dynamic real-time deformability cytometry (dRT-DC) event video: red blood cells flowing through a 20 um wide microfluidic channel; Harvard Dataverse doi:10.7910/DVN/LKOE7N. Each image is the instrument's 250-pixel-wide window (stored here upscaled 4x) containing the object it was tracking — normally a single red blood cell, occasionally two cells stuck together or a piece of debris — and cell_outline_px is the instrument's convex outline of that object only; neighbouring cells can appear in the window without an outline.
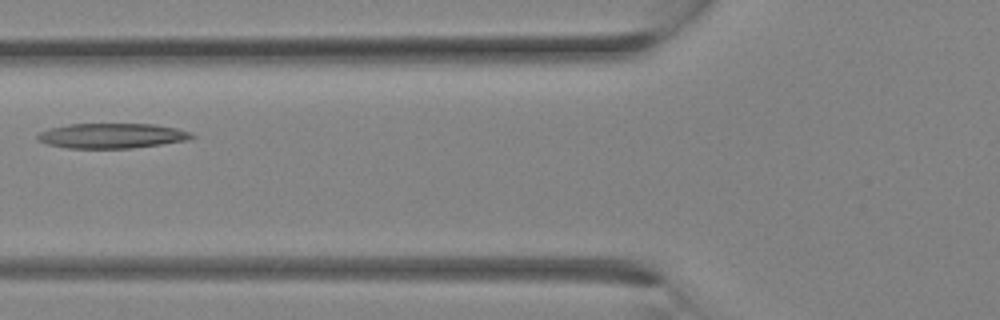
{"species": "Egyptian fruit bat (a non-hibernating species)", "species_latin": "Rousettus aegyptiacus", "temperature_condition": "room temperature", "stored_images_in_passage": 10, "camera_frame_rate_fps": 3000, "um_per_image_px": 0.085, "animal": {"sex": "female"}, "frame": {"image": 1, "passage_image": 9, "time_ms": 2.667, "image_size_px": [1000, 320], "cell_outline_px": [[196, 136], [188, 140], [132, 148], [68, 148], [48, 144], [36, 140], [36, 136], [40, 132], [52, 128], [68, 124], [156, 124], [176, 128], [192, 132]], "centroid_in_image_um": [9.53, 11.54], "position_along_channel_um": 116.3, "area_um2": 22.43}}